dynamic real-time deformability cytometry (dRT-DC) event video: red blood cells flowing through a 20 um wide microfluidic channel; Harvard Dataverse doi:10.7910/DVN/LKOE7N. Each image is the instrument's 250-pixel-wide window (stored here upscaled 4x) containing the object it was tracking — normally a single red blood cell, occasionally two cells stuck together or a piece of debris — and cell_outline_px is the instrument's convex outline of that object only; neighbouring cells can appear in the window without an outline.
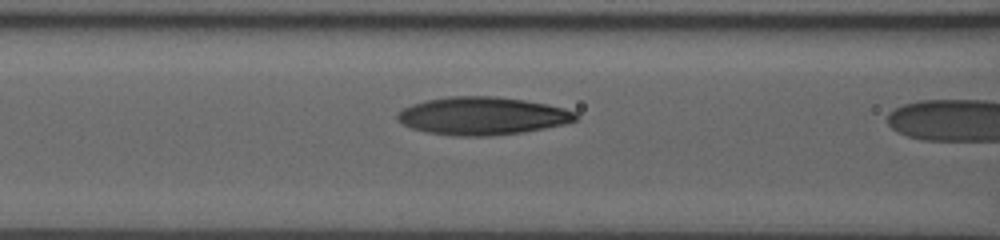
{"species": "human", "species_latin": "Homo sapiens", "temperature_condition": "room temperature", "stored_images_in_passage": 15, "camera_frame_rate_fps": 3000, "um_per_image_px": 0.085, "donor": {"sex": "male"}, "frame": {"image": 1, "passage_image": 13, "time_ms": 5.0, "image_size_px": [1000, 240], "cell_outline_px": [[580, 116], [576, 120], [564, 124], [524, 132], [492, 136], [456, 136], [428, 132], [412, 128], [396, 120], [396, 116], [404, 108], [412, 104], [424, 100], [448, 96], [496, 96], [524, 100], [564, 108], [576, 112]], "centroid_in_image_um": [41.0, 9.85], "position_along_channel_um": 125.6, "area_um2": 39.36}}